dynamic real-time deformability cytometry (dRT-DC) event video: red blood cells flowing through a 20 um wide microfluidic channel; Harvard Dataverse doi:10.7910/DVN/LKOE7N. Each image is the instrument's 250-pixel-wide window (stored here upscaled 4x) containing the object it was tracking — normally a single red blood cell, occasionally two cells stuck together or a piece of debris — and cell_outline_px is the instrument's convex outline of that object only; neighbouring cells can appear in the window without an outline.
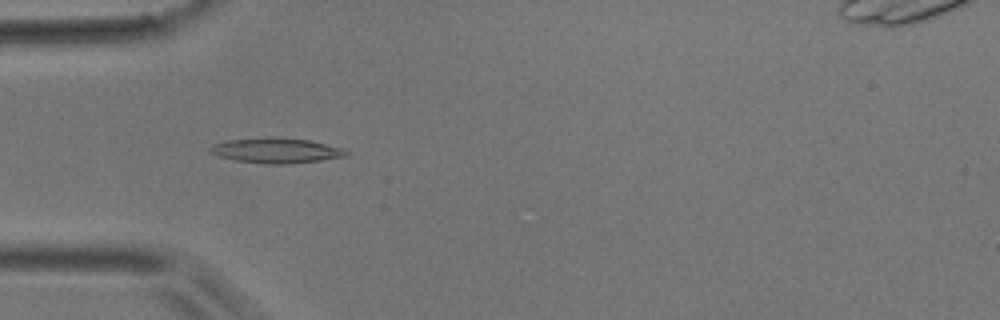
{"species": "common noctule bat (a hibernating species)", "species_latin": "Nyctalus noctula", "temperature_condition": "room temperature", "stored_images_in_passage": 38, "camera_frame_rate_fps": 3000, "um_per_image_px": 0.085, "animal": {"sex": "male", "body_mass_g": 17.9}, "frame": {"image": 1, "passage_image": 7, "time_ms": 2.0, "image_size_px": [1000, 320], "cell_outline_px": [[348, 156], [292, 164], [264, 164], [236, 160], [220, 156], [212, 152], [208, 148], [212, 144], [228, 140], [268, 136], [276, 136], [308, 140], [344, 148], [348, 152]], "centroid_in_image_um": [23.5, 12.78], "position_along_channel_um": 61.5, "area_um2": 20.11}}
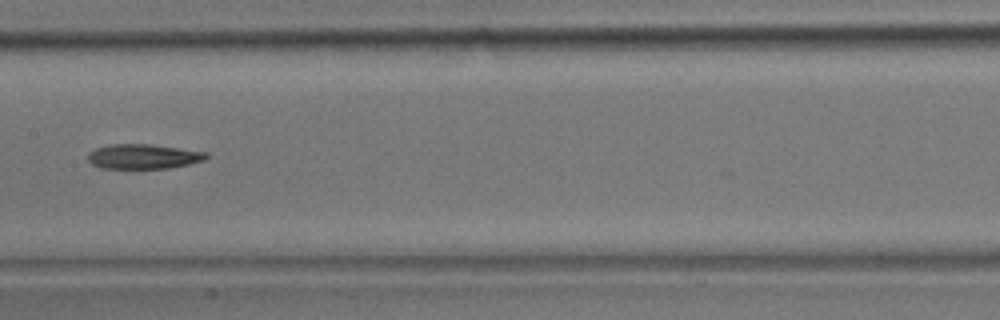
{"frame": {"image": 2, "passage_image": 16, "time_ms": 5.0, "image_size_px": [1000, 320], "cell_outline_px": [[208, 156], [204, 160], [188, 164], [168, 168], [100, 168], [92, 164], [88, 160], [88, 152], [96, 148], [112, 144], [148, 144], [208, 152]], "centroid_in_image_um": [12.16, 13.3], "position_along_channel_um": 195.2, "area_um2": 16.94}}
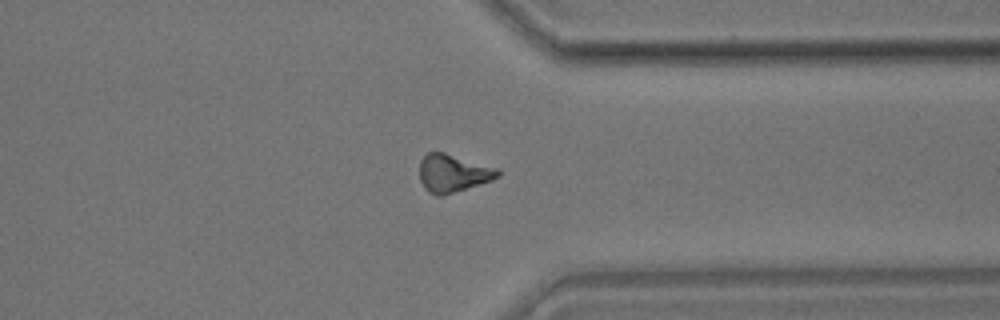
{"frame": {"image": 3, "passage_image": 28, "time_ms": 9.0, "image_size_px": [1000, 320], "cell_outline_px": [[500, 176], [492, 180], [440, 196], [436, 196], [428, 192], [424, 188], [420, 180], [420, 160], [428, 152], [444, 152], [500, 168]], "centroid_in_image_um": [38.51, 14.71], "position_along_channel_um": 372.9, "area_um2": 17.28}}